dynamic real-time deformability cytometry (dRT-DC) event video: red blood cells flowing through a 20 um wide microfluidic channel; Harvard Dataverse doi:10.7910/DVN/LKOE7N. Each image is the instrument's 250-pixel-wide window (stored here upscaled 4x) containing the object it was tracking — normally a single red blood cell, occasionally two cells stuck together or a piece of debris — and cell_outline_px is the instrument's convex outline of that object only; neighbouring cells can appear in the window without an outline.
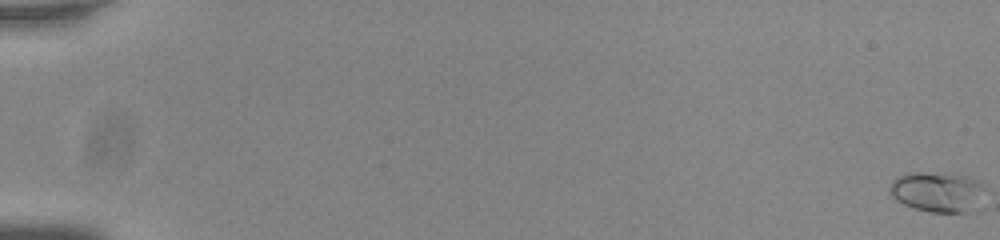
{"species": "common noctule bat (a hibernating species)", "species_latin": "Nyctalus noctula", "temperature_condition": "room temperature", "stored_images_in_passage": 58, "camera_frame_rate_fps": 3000, "um_per_image_px": 0.085, "animal": {"sex": "male", "body_mass_g": 20.0, "forearm_length_mm": 53.3}, "frame": {"image": 1, "passage_image": 1, "time_ms": 0.0, "image_size_px": [1000, 240], "cell_outline_px": [[984, 188], [964, 212], [932, 212], [916, 208], [904, 204], [896, 200], [892, 196], [888, 188], [892, 180], [896, 176], [908, 172], [920, 172], [964, 176], [980, 184]], "centroid_in_image_um": [79.47, 16.28], "position_along_channel_um": 5.5, "area_um2": 21.04}}
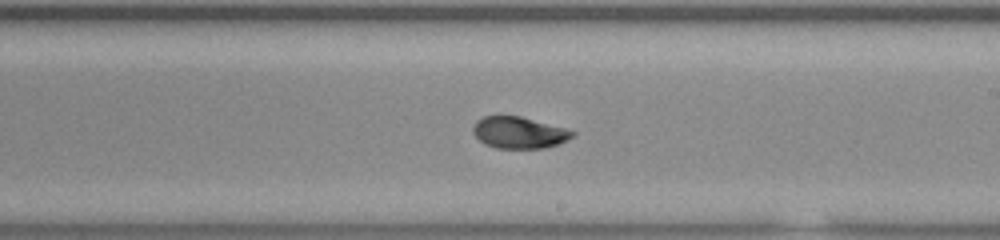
{"frame": {"image": 2, "passage_image": 36, "time_ms": 11.667, "image_size_px": [1000, 240], "cell_outline_px": [[576, 132], [568, 140], [560, 144], [544, 148], [496, 148], [484, 144], [472, 132], [472, 128], [476, 120], [484, 116], [520, 116], [564, 128]], "centroid_in_image_um": [44.1, 11.28], "position_along_channel_um": 244.9, "area_um2": 18.26}}
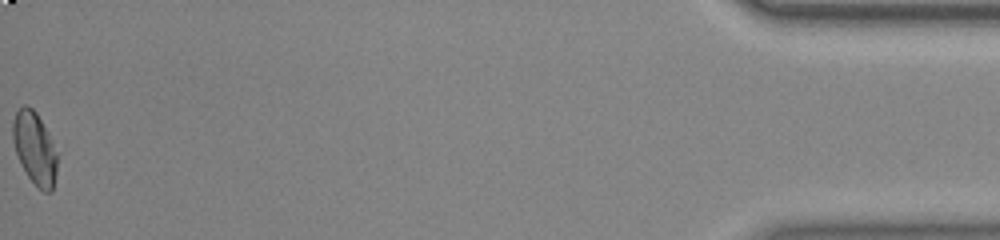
{"frame": {"image": 3, "passage_image": 58, "time_ms": 19.0, "image_size_px": [1000, 240], "cell_outline_px": [[56, 172], [52, 192], [44, 192], [28, 176], [16, 152], [12, 140], [12, 124], [16, 112], [24, 104], [28, 104], [36, 112], [52, 144], [56, 156]], "centroid_in_image_um": [2.91, 12.58], "position_along_channel_um": 432.3, "area_um2": 18.03}, "authors_computed_cell_mechanics": {"area_um2": 18.5249, "velocity_mm_per_s": 3.7571, "shape_relaxation_time_tau1_ms": 9.5046, "shape_relaxation_time_tau2_ms": 1.4177, "deformation_change_tau1": 0.1888, "deformation_change_tau2": 0.0523}}